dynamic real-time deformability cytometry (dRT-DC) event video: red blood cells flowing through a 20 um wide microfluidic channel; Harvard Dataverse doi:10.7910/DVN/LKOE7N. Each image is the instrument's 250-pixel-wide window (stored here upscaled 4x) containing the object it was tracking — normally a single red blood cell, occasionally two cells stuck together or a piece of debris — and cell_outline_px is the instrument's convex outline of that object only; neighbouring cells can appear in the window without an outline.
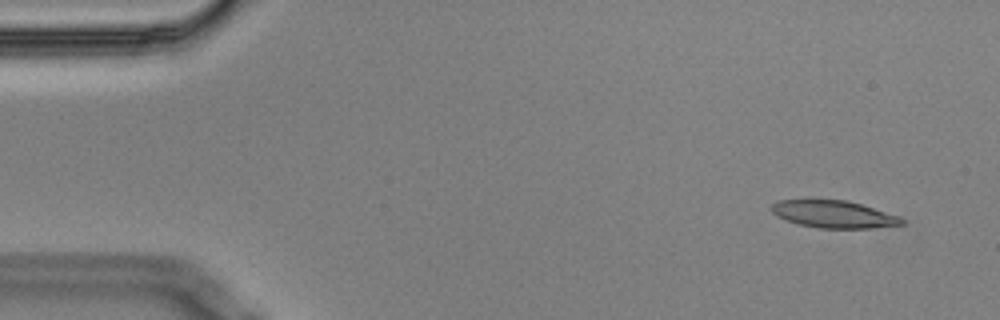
{"species": "Egyptian fruit bat (a non-hibernating species)", "species_latin": "Rousettus aegyptiacus", "temperature_condition": "cold", "stored_images_in_passage": 5, "camera_frame_rate_fps": 3000, "um_per_image_px": 0.085, "animal": {"sex": "male"}, "frame": {"image": 1, "passage_image": 1, "time_ms": 0.0, "image_size_px": [1000, 320], "cell_outline_px": [[904, 224], [868, 228], [820, 228], [796, 224], [784, 220], [776, 216], [768, 208], [776, 200], [804, 196], [812, 196], [848, 200], [900, 216], [904, 220]], "centroid_in_image_um": [70.71, 18.14], "position_along_channel_um": 14.3, "area_um2": 22.02}}
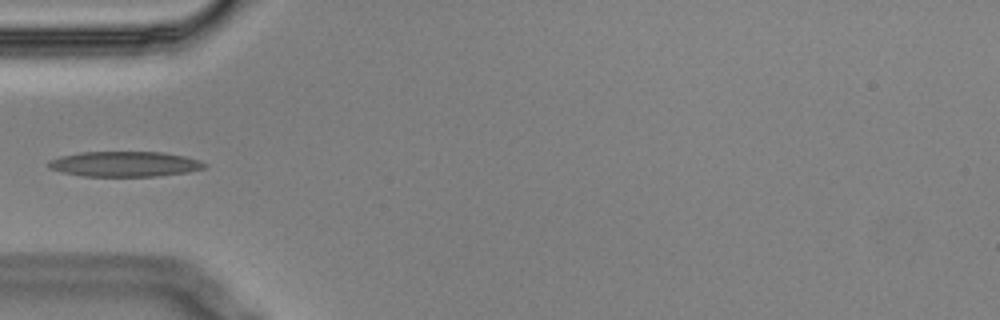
{"frame": {"image": 2, "passage_image": 5, "time_ms": 1.333, "image_size_px": [1000, 320], "cell_outline_px": [[208, 164], [204, 168], [188, 172], [156, 176], [84, 176], [64, 172], [48, 168], [48, 160], [60, 156], [80, 152], [164, 152], [184, 156], [200, 160]], "centroid_in_image_um": [10.61, 13.93], "position_along_channel_um": 74.4, "area_um2": 22.95}}